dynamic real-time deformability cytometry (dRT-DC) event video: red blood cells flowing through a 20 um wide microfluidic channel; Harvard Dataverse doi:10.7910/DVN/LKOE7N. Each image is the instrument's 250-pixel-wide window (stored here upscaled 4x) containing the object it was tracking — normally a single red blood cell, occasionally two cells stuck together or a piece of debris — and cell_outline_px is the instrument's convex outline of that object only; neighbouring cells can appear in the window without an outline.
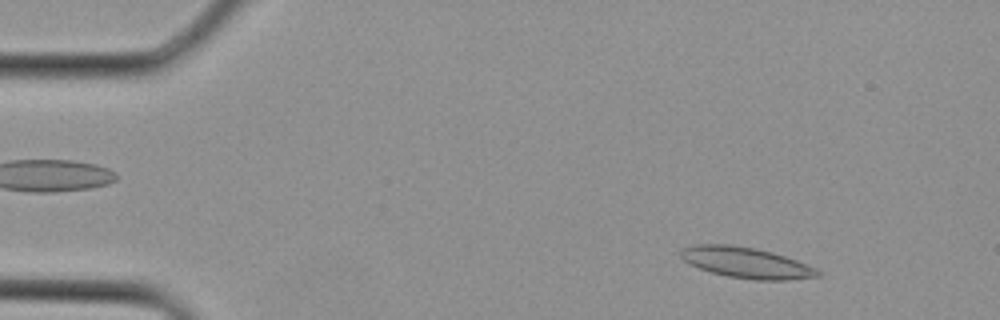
{"species": "Egyptian fruit bat (a non-hibernating species)", "species_latin": "Rousettus aegyptiacus", "temperature_condition": "cold", "stored_images_in_passage": 2, "camera_frame_rate_fps": 3000, "um_per_image_px": 0.085, "animal": {"sex": "female"}, "frame": {"image": 1, "passage_image": 1, "time_ms": 0.0, "image_size_px": [1000, 320], "cell_outline_px": [[824, 272], [820, 276], [784, 280], [756, 280], [728, 276], [712, 272], [700, 268], [684, 260], [680, 256], [680, 252], [684, 248], [692, 244], [732, 244], [756, 248], [772, 252], [796, 260], [816, 268]], "centroid_in_image_um": [63.46, 22.32], "position_along_channel_um": 21.5, "area_um2": 24.51}}